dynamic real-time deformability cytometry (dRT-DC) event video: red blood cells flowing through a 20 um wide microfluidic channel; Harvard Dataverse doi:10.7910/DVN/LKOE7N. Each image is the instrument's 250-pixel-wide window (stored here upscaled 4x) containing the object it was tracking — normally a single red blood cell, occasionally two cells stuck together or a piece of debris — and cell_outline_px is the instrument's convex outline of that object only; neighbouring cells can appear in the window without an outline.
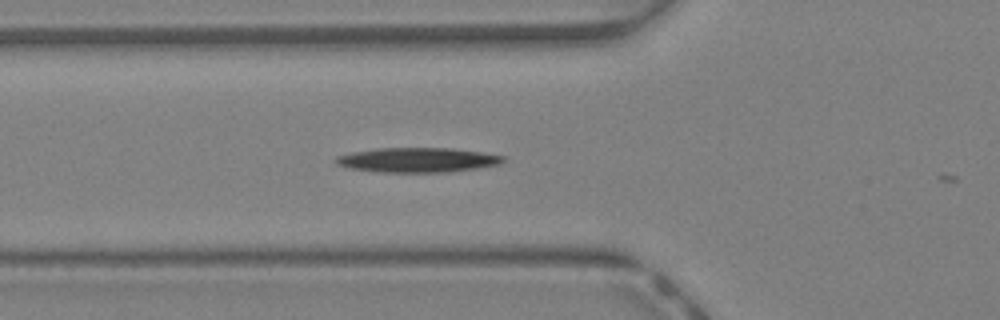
{"species": "Egyptian fruit bat (a non-hibernating species)", "species_latin": "Rousettus aegyptiacus", "temperature_condition": "warm", "stored_images_in_passage": 5, "camera_frame_rate_fps": 3000, "um_per_image_px": 0.085, "animal": {"sex": "female"}, "frame": {"image": 1, "passage_image": 4, "time_ms": 1.0, "image_size_px": [1000, 320], "cell_outline_px": [[504, 160], [500, 164], [476, 168], [448, 172], [376, 172], [348, 168], [336, 164], [332, 160], [336, 156], [352, 152], [376, 148], [452, 148], [480, 152], [504, 156]], "centroid_in_image_um": [35.41, 13.6], "position_along_channel_um": 90.4, "area_um2": 24.1}}